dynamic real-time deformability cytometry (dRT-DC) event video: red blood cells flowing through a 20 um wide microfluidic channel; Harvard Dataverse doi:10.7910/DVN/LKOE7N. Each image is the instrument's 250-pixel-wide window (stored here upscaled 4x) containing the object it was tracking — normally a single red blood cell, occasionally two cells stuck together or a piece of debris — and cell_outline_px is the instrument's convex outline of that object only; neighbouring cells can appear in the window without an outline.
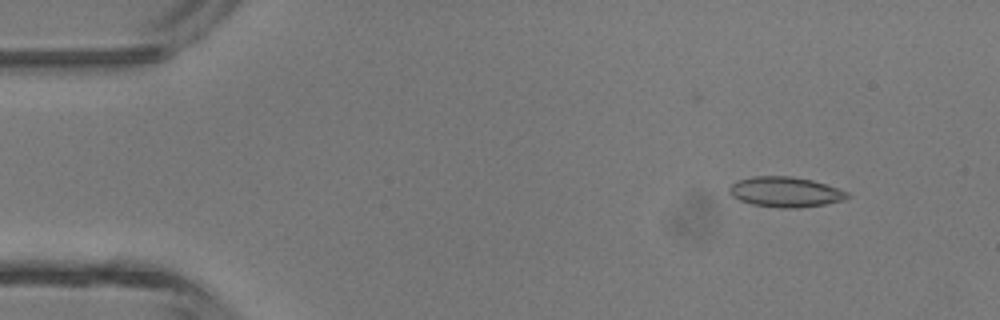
{"species": "common noctule bat (a hibernating species)", "species_latin": "Nyctalus noctula", "temperature_condition": "room temperature", "stored_images_in_passage": 5, "camera_frame_rate_fps": 3000, "um_per_image_px": 0.085, "animal": {"sex": "male", "body_mass_g": 13.3}, "frame": {"image": 1, "passage_image": 2, "time_ms": 1.333, "image_size_px": [1000, 320], "cell_outline_px": [[852, 196], [844, 200], [824, 204], [796, 208], [776, 208], [752, 204], [740, 200], [732, 196], [728, 192], [728, 188], [736, 180], [752, 176], [792, 176], [812, 180], [848, 192]], "centroid_in_image_um": [66.73, 16.31], "position_along_channel_um": 18.3, "area_um2": 20.87}}